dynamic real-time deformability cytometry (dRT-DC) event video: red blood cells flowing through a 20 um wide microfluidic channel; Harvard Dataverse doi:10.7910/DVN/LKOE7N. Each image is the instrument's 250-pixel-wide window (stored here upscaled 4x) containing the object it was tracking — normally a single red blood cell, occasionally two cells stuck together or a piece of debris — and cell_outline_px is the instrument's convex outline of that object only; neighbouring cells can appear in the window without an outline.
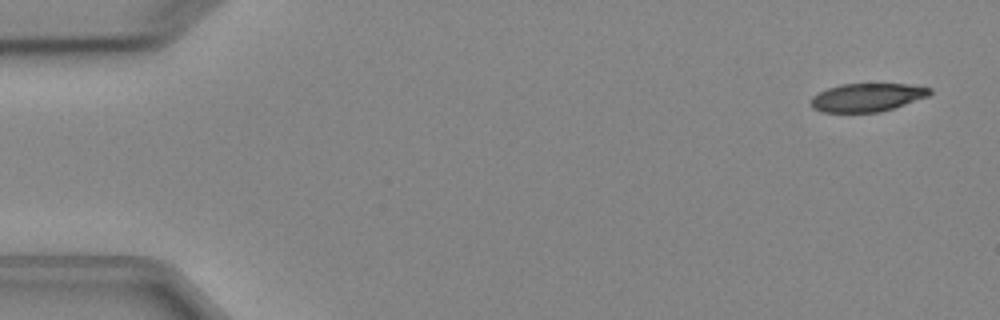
{"species": "Egyptian fruit bat (a non-hibernating species)", "species_latin": "Rousettus aegyptiacus", "temperature_condition": "cold", "stored_images_in_passage": 6, "camera_frame_rate_fps": 3000, "um_per_image_px": 0.085, "animal": {"sex": "female"}, "frame": {"image": 1, "passage_image": 1, "time_ms": 0.0, "image_size_px": [1000, 320], "cell_outline_px": [[932, 92], [928, 96], [880, 112], [820, 112], [812, 108], [812, 96], [828, 88], [840, 84], [908, 84], [932, 88]], "centroid_in_image_um": [73.7, 8.28], "position_along_channel_um": 11.3, "area_um2": 19.42}}
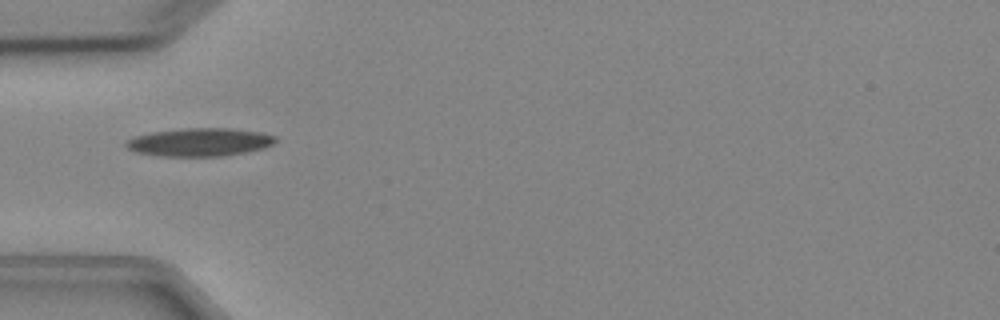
{"frame": {"image": 2, "passage_image": 5, "time_ms": 4.667, "image_size_px": [1000, 320], "cell_outline_px": [[276, 140], [272, 144], [264, 148], [244, 152], [220, 156], [160, 156], [136, 152], [128, 148], [124, 144], [128, 140], [136, 136], [152, 132], [184, 128], [228, 128], [260, 132], [276, 136]], "centroid_in_image_um": [16.97, 12.08], "position_along_channel_um": 68.0, "area_um2": 24.28}}